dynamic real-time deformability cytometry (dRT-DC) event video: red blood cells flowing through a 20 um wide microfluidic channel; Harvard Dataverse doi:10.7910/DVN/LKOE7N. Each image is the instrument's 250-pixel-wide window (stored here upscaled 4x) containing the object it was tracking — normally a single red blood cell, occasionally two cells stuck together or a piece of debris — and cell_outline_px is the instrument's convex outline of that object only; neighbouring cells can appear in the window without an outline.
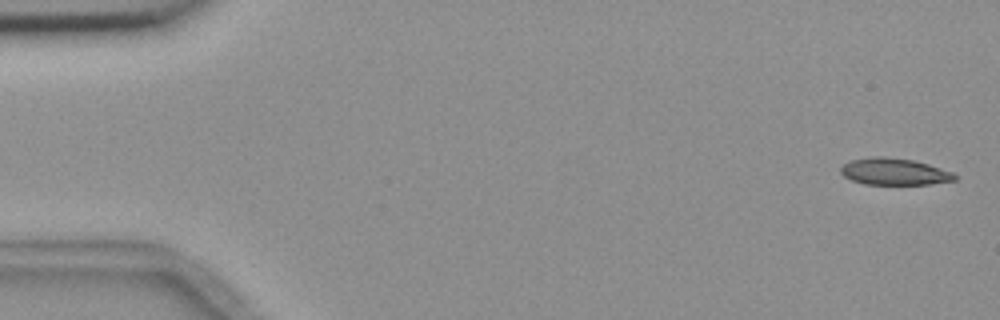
{"species": "common noctule bat (a hibernating species)", "species_latin": "Nyctalus noctula", "temperature_condition": "room temperature", "stored_images_in_passage": 3, "segment_of_instrument_passage": [2, 2], "camera_frame_rate_fps": 3000, "um_per_image_px": 0.085, "animal": {"sex": "female", "body_mass_g": 18.4}, "frame": {"image": 1, "passage_image": 3, "time_ms": 2.333, "image_size_px": [1000, 320], "cell_outline_px": [[956, 180], [928, 184], [864, 184], [852, 180], [844, 176], [840, 172], [840, 168], [844, 164], [852, 160], [872, 156], [884, 156], [912, 160], [928, 164], [952, 172], [956, 176]], "centroid_in_image_um": [75.99, 14.58], "position_along_channel_um": 9.0, "area_um2": 17.63}}